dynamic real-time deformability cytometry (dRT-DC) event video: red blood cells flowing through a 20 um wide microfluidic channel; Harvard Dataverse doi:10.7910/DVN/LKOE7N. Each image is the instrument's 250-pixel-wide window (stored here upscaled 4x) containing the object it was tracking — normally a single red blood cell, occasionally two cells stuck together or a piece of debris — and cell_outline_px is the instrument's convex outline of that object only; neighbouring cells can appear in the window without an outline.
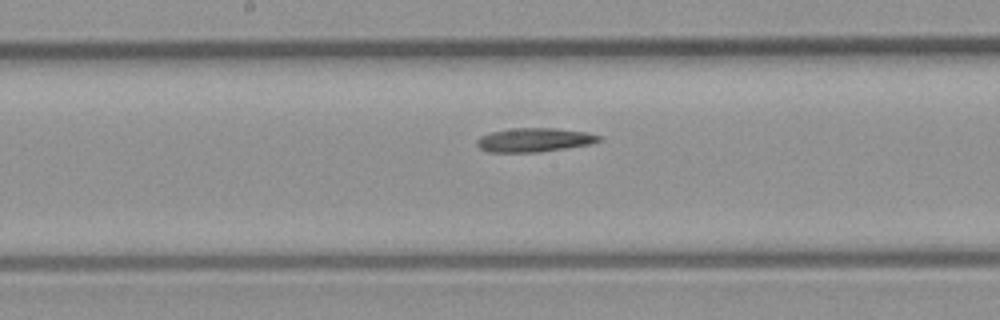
{"species": "common noctule bat (a hibernating species)", "species_latin": "Nyctalus noctula", "temperature_condition": "room temperature", "stored_images_in_passage": 26, "camera_frame_rate_fps": 3000, "um_per_image_px": 0.085, "animal": {"sex": "male", "body_mass_g": 23.1, "forearm_length_mm": 52.7}, "frame": {"image": 1, "passage_image": 15, "time_ms": 4.667, "image_size_px": [1000, 320], "cell_outline_px": [[600, 140], [592, 144], [540, 152], [488, 152], [480, 148], [476, 144], [476, 140], [480, 136], [492, 132], [512, 128], [556, 128], [588, 132], [600, 136]], "centroid_in_image_um": [45.41, 11.89], "position_along_channel_um": 202.8, "area_um2": 17.05}}
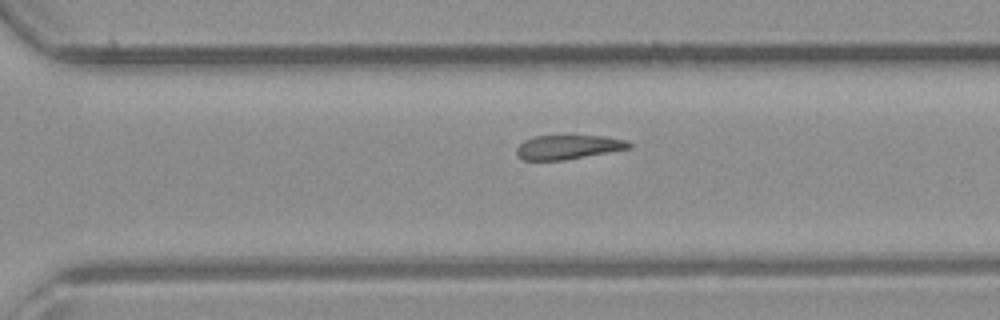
{"frame": {"image": 2, "passage_image": 22, "time_ms": 7.0, "image_size_px": [1000, 320], "cell_outline_px": [[632, 148], [564, 160], [520, 160], [516, 152], [516, 148], [524, 140], [536, 136], [604, 136], [628, 140], [632, 144]], "centroid_in_image_um": [48.31, 12.5], "position_along_channel_um": 322.3, "area_um2": 15.9}}